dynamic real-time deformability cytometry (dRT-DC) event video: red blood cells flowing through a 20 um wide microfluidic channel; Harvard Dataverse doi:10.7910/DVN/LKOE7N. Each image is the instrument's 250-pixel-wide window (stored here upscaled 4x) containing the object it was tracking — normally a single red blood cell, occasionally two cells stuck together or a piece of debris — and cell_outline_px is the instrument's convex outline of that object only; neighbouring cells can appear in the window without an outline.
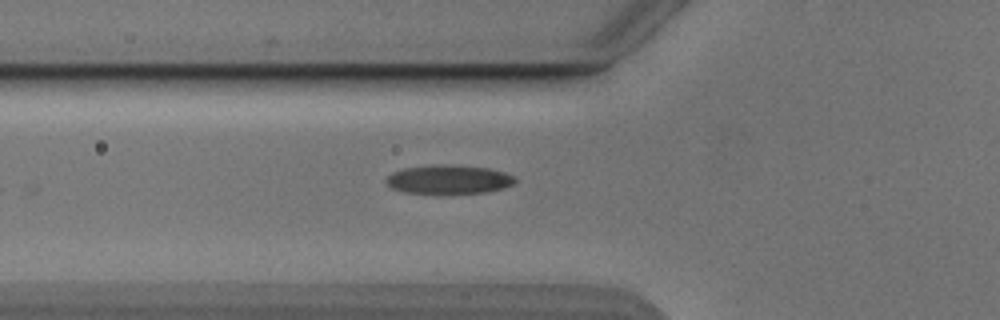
{"species": "Egyptian fruit bat (a non-hibernating species)", "species_latin": "Rousettus aegyptiacus", "temperature_condition": "cold", "stored_images_in_passage": 10, "camera_frame_rate_fps": 3000, "um_per_image_px": 0.085, "animal": {"sex": "male"}, "frame": {"image": 1, "passage_image": 2, "time_ms": 0.333, "image_size_px": [1000, 320], "cell_outline_px": [[516, 180], [512, 184], [488, 192], [404, 192], [392, 188], [384, 180], [392, 172], [404, 168], [436, 164], [452, 164], [488, 168], [504, 172], [516, 176]], "centroid_in_image_um": [38.13, 15.22], "position_along_channel_um": 87.7, "area_um2": 21.33}}
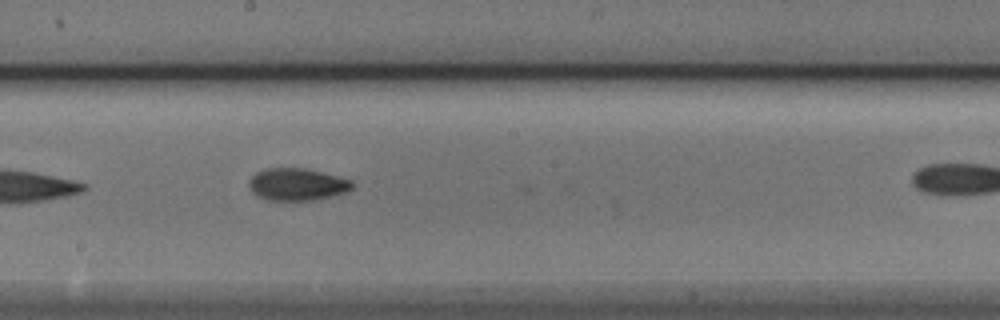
{"frame": {"image": 2, "passage_image": 8, "time_ms": 2.333, "image_size_px": [1000, 320], "cell_outline_px": [[352, 188], [348, 192], [332, 196], [312, 200], [268, 200], [256, 196], [252, 192], [248, 184], [248, 180], [256, 172], [268, 168], [308, 168], [352, 180]], "centroid_in_image_um": [25.24, 15.67], "position_along_channel_um": 223.0, "area_um2": 19.54}}